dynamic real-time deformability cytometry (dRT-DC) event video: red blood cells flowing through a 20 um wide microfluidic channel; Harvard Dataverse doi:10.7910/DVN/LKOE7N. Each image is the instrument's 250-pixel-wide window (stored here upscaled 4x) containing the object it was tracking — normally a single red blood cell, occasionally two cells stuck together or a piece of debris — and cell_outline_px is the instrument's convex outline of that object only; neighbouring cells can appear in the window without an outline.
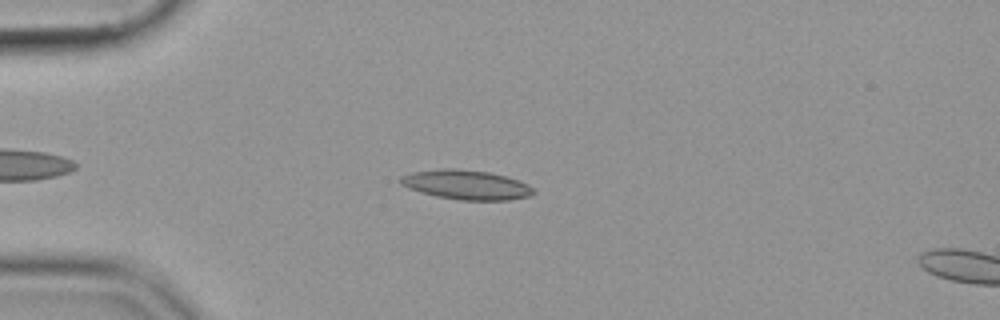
{"species": "common noctule bat (a hibernating species)", "species_latin": "Nyctalus noctula", "temperature_condition": "cold", "stored_images_in_passage": 13, "camera_frame_rate_fps": 3000, "um_per_image_px": 0.085, "animal": {"sex": "female", "body_mass_g": 19.9}, "frame": {"image": 1, "passage_image": 10, "time_ms": 3.0, "image_size_px": [1000, 320], "cell_outline_px": [[536, 192], [532, 196], [508, 200], [460, 200], [436, 196], [420, 192], [408, 188], [400, 184], [396, 180], [400, 176], [412, 172], [440, 168], [456, 168], [488, 172], [504, 176], [528, 184]], "centroid_in_image_um": [39.58, 15.7], "position_along_channel_um": 45.4, "area_um2": 23.0}}